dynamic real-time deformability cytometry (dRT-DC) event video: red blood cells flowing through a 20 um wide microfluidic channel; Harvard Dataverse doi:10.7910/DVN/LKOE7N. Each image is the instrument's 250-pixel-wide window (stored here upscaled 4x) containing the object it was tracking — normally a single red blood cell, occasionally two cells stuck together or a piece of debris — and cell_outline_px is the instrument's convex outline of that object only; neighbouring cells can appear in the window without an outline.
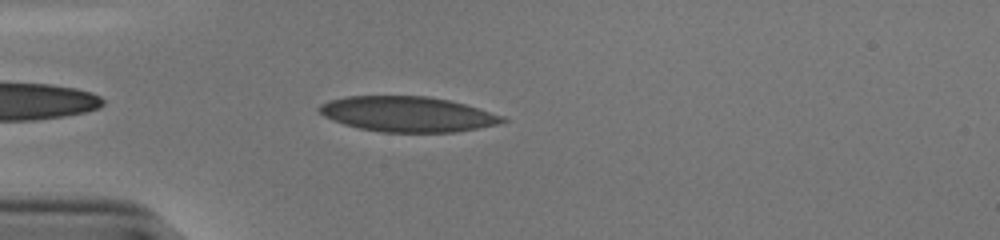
{"species": "human", "species_latin": "Homo sapiens", "temperature_condition": "cold", "stored_images_in_passage": 41, "camera_frame_rate_fps": 3000, "um_per_image_px": 0.085, "donor": {"sex": "male"}, "frame": {"image": 1, "passage_image": 3, "time_ms": 0.667, "image_size_px": [1000, 240], "cell_outline_px": [[508, 120], [500, 124], [456, 132], [380, 132], [360, 128], [344, 124], [332, 120], [324, 116], [316, 108], [320, 104], [328, 100], [348, 96], [428, 96], [448, 100], [464, 104], [508, 116]], "centroid_in_image_um": [34.67, 9.7], "position_along_channel_um": 50.3, "area_um2": 37.92}}
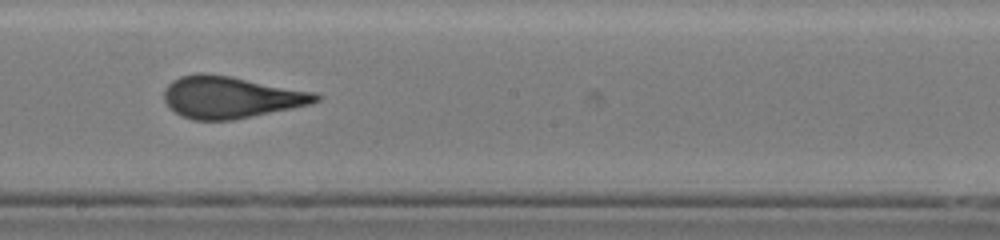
{"frame": {"image": 2, "passage_image": 18, "time_ms": 5.667, "image_size_px": [1000, 240], "cell_outline_px": [[324, 96], [320, 100], [312, 104], [232, 120], [192, 120], [180, 116], [164, 100], [164, 92], [168, 84], [172, 80], [180, 76], [196, 72], [204, 72], [228, 76], [316, 92]], "centroid_in_image_um": [19.63, 8.26], "position_along_channel_um": 228.6, "area_um2": 37.05}}
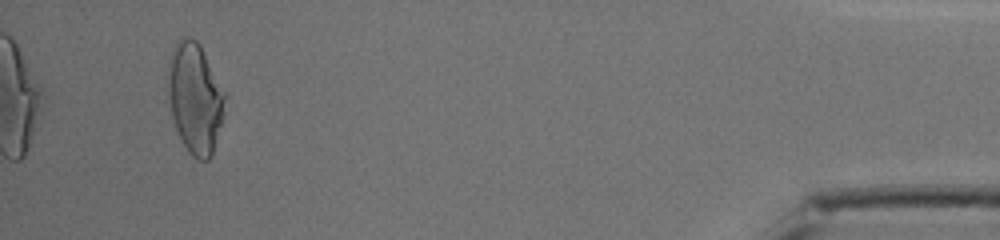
{"frame": {"image": 3, "passage_image": 38, "time_ms": 12.333, "image_size_px": [1000, 240], "cell_outline_px": [[224, 116], [212, 156], [208, 160], [196, 160], [188, 152], [176, 128], [172, 116], [168, 96], [168, 64], [172, 48], [180, 36], [188, 36], [196, 40], [200, 44], [224, 92]], "centroid_in_image_um": [16.57, 8.33], "position_along_channel_um": 418.6, "area_um2": 36.65}, "authors_computed_cell_mechanics": {"area_um2": 36.7608, "velocity_mm_per_s": 3.8656, "shape_relaxation_time_tau1_ms": 9.0507, "shape_relaxation_time_tau2_ms": 0.8, "deformation_change_tau1": 0.2641, "deformation_change_tau2": 0.0878}}